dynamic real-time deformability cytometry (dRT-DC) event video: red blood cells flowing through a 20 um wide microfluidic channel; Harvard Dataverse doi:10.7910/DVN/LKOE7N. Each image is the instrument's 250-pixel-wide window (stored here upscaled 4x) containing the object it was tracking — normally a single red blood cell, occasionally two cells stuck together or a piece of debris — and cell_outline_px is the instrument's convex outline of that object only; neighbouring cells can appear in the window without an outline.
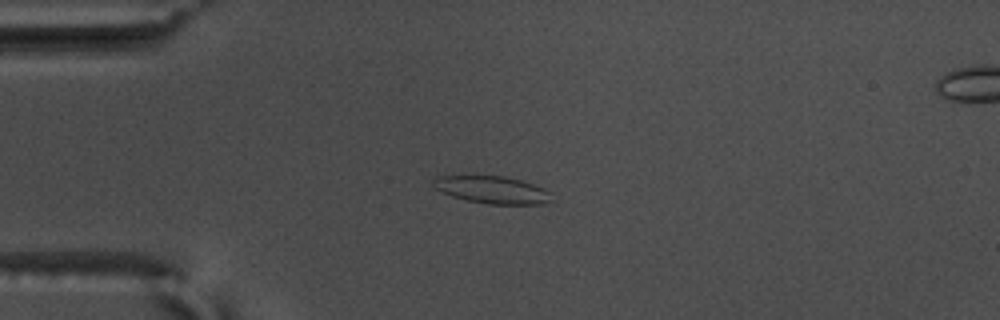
{"species": "common noctule bat (a hibernating species)", "species_latin": "Nyctalus noctula", "temperature_condition": "warm", "stored_images_in_passage": 57, "camera_frame_rate_fps": 3000, "um_per_image_px": 0.085, "animal": {"sex": "male", "body_mass_g": 17.5, "forearm_length_mm": 52.3}, "frame": {"image": 1, "passage_image": 15, "time_ms": 4.667, "image_size_px": [1000, 320], "cell_outline_px": [[552, 192], [548, 200], [544, 204], [488, 204], [464, 200], [452, 196], [432, 188], [432, 180], [436, 176], [504, 176], [520, 180], [544, 188]], "centroid_in_image_um": [41.78, 16.13], "position_along_channel_um": 43.2, "area_um2": 18.9}}
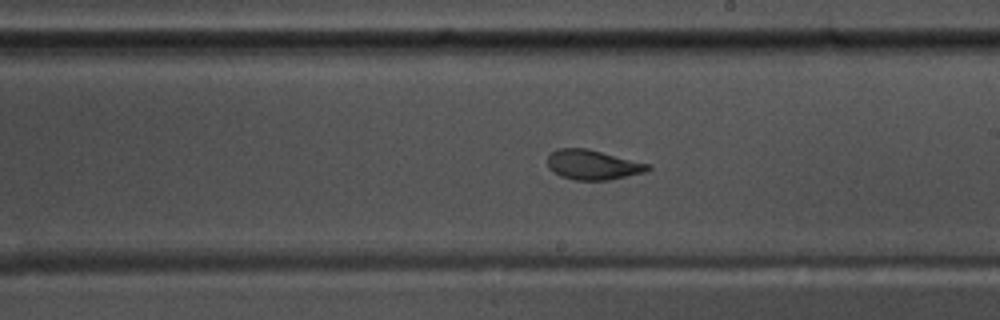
{"frame": {"image": 2, "passage_image": 33, "time_ms": 10.667, "image_size_px": [1000, 320], "cell_outline_px": [[652, 168], [648, 172], [608, 180], [576, 180], [560, 176], [552, 172], [548, 168], [548, 156], [552, 152], [560, 148], [588, 148], [652, 164]], "centroid_in_image_um": [50.44, 14.01], "position_along_channel_um": 238.6, "area_um2": 17.74}}
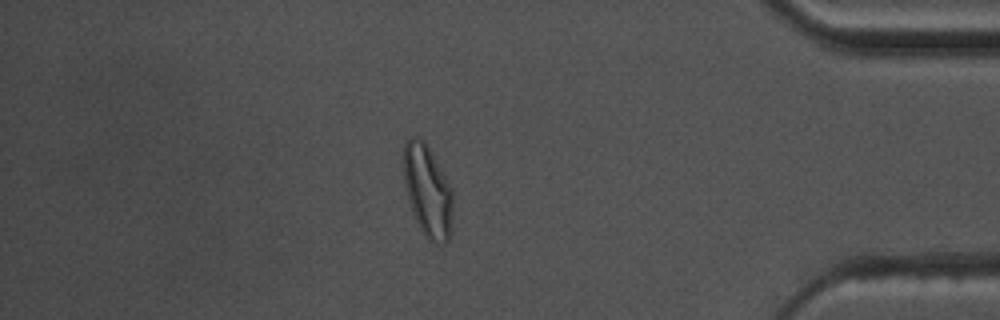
{"frame": {"image": 3, "passage_image": 49, "time_ms": 16.0, "image_size_px": [1000, 320], "cell_outline_px": [[452, 232], [448, 240], [444, 244], [432, 244], [428, 240], [420, 228], [412, 212], [404, 184], [404, 144], [408, 136], [416, 136], [424, 140], [452, 188]], "centroid_in_image_um": [36.35, 16.26], "position_along_channel_um": 398.8, "area_um2": 26.59}, "authors_computed_cell_mechanics": {"area_um2": 19.2474, "velocity_mm_per_s": 3.6662, "shape_relaxation_time_tau1_ms": 6.0165, "shape_relaxation_time_tau2_ms": 1.5418, "deformation_change_tau1": 0.1878, "deformation_change_tau2": 0.0776}}